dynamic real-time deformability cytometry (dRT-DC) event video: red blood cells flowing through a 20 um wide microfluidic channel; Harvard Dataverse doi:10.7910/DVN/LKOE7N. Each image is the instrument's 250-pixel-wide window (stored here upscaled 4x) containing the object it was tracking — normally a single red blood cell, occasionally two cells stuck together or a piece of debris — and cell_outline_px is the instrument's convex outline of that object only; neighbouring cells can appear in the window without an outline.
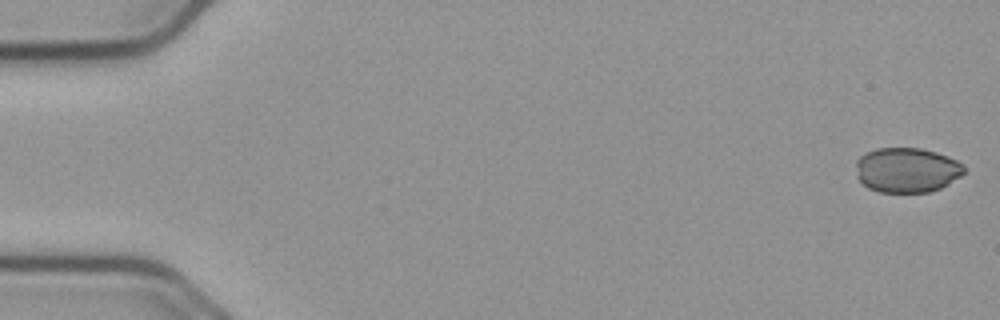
{"species": "common noctule bat (a hibernating species)", "species_latin": "Nyctalus noctula", "temperature_condition": "cold", "stored_images_in_passage": 55, "camera_frame_rate_fps": 3000, "um_per_image_px": 0.085, "animal": {"sex": "male", "body_mass_g": 23.1, "forearm_length_mm": 52.7}, "frame": {"image": 1, "passage_image": 1, "time_ms": 0.0, "image_size_px": [1000, 320], "cell_outline_px": [[968, 172], [948, 184], [940, 188], [928, 192], [880, 192], [868, 188], [856, 176], [856, 160], [864, 152], [876, 148], [920, 148], [936, 152], [948, 156], [964, 164]], "centroid_in_image_um": [77.1, 14.44], "position_along_channel_um": 7.9, "area_um2": 28.67}}
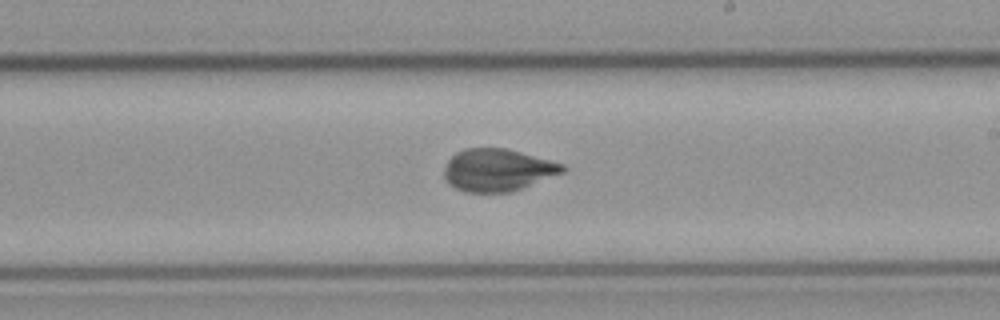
{"frame": {"image": 2, "passage_image": 32, "time_ms": 10.333, "image_size_px": [1000, 320], "cell_outline_px": [[568, 168], [564, 172], [512, 192], [464, 192], [448, 184], [444, 180], [444, 168], [448, 160], [456, 152], [464, 148], [508, 148], [564, 164]], "centroid_in_image_um": [42.29, 14.45], "position_along_channel_um": 246.7, "area_um2": 29.48}}
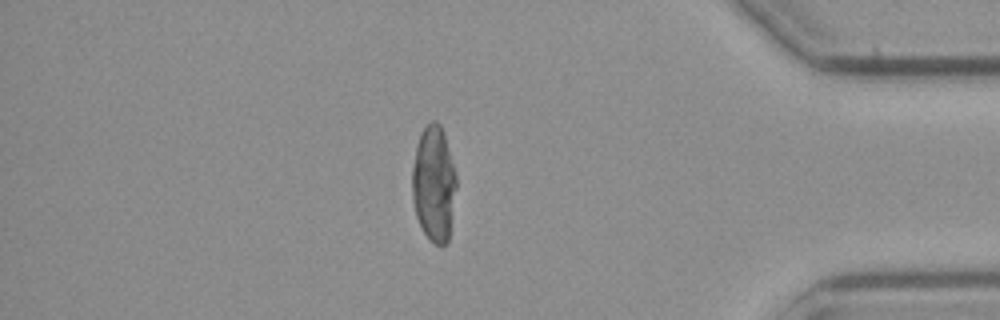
{"frame": {"image": 3, "passage_image": 47, "time_ms": 15.333, "image_size_px": [1000, 320], "cell_outline_px": [[456, 188], [448, 244], [436, 244], [424, 232], [416, 216], [412, 200], [412, 168], [416, 144], [420, 132], [432, 120], [436, 120], [440, 124], [444, 132], [456, 176]], "centroid_in_image_um": [36.86, 15.58], "position_along_channel_um": 398.3, "area_um2": 29.77}}